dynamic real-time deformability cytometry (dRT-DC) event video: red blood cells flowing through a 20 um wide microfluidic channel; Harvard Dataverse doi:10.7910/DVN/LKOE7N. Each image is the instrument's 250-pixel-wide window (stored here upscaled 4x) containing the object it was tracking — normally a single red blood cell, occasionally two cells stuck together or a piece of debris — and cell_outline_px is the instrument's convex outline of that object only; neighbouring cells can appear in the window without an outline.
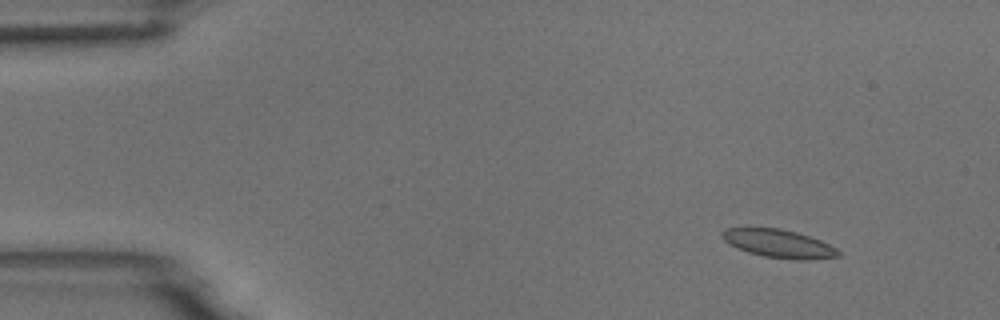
{"species": "common noctule bat (a hibernating species)", "species_latin": "Nyctalus noctula", "temperature_condition": "room temperature", "stored_images_in_passage": 6, "segment_of_instrument_passage": [1, 2], "camera_frame_rate_fps": 3000, "um_per_image_px": 0.085, "animal": {"sex": "male", "body_mass_g": 18.8}, "frame": {"image": 1, "passage_image": 2, "time_ms": 0.333, "image_size_px": [1000, 320], "cell_outline_px": [[840, 256], [808, 260], [796, 260], [764, 256], [748, 252], [736, 248], [728, 244], [720, 236], [720, 232], [724, 228], [780, 228], [796, 232], [820, 240], [836, 248], [840, 252]], "centroid_in_image_um": [66.15, 20.7], "position_along_channel_um": 18.8, "area_um2": 19.13}}